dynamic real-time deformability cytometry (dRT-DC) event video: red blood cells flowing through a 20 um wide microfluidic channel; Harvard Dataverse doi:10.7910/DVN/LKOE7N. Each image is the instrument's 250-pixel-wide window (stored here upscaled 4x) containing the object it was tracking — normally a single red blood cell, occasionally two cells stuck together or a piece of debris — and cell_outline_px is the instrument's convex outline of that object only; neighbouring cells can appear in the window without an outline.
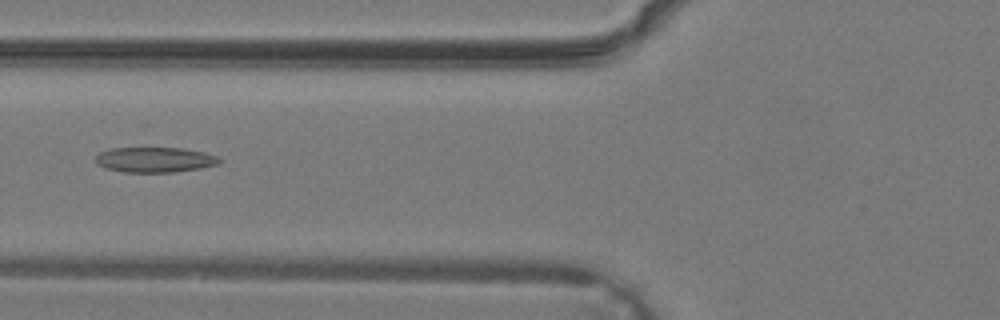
{"species": "common noctule bat (a hibernating species)", "species_latin": "Nyctalus noctula", "temperature_condition": "warm", "stored_images_in_passage": 39, "camera_frame_rate_fps": 3000, "um_per_image_px": 0.085, "animal": {"sex": "male", "body_mass_g": 19.2, "forearm_length_mm": 51.8}, "frame": {"image": 1, "passage_image": 16, "time_ms": 5.0, "image_size_px": [1000, 320], "cell_outline_px": [[220, 160], [216, 164], [200, 168], [172, 172], [124, 172], [104, 168], [96, 164], [96, 156], [100, 152], [112, 148], [184, 148], [204, 152], [216, 156]], "centroid_in_image_um": [13.11, 13.57], "position_along_channel_um": 112.7, "area_um2": 18.03}}
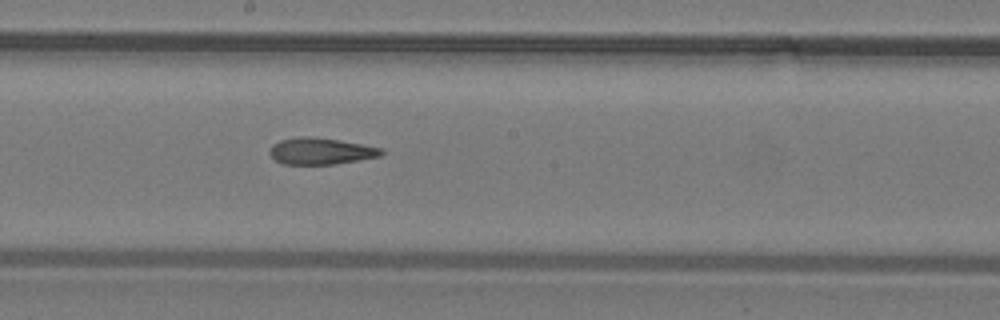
{"frame": {"image": 2, "passage_image": 22, "time_ms": 7.0, "image_size_px": [1000, 320], "cell_outline_px": [[384, 152], [380, 156], [360, 160], [336, 164], [284, 164], [276, 160], [268, 152], [272, 144], [280, 140], [296, 136], [308, 136], [336, 140], [384, 148]], "centroid_in_image_um": [27.25, 12.84], "position_along_channel_um": 220.9, "area_um2": 17.28}}
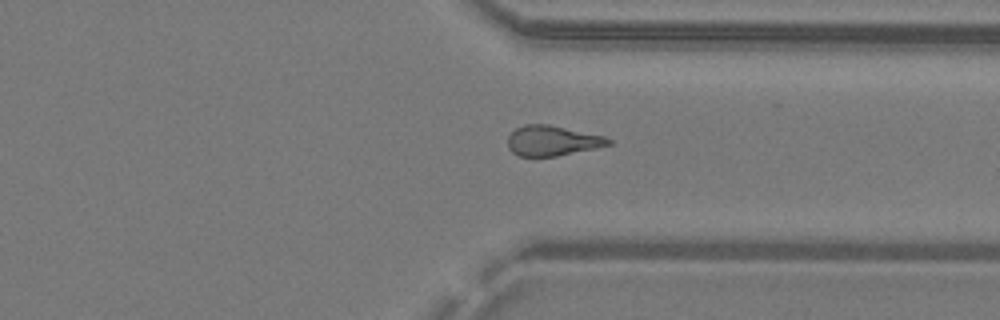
{"frame": {"image": 3, "passage_image": 30, "time_ms": 9.667, "image_size_px": [1000, 320], "cell_outline_px": [[612, 144], [596, 148], [556, 156], [520, 156], [512, 152], [508, 148], [508, 136], [516, 128], [524, 124], [548, 124], [604, 136], [612, 140]], "centroid_in_image_um": [46.94, 11.96], "position_along_channel_um": 364.5, "area_um2": 17.63}}